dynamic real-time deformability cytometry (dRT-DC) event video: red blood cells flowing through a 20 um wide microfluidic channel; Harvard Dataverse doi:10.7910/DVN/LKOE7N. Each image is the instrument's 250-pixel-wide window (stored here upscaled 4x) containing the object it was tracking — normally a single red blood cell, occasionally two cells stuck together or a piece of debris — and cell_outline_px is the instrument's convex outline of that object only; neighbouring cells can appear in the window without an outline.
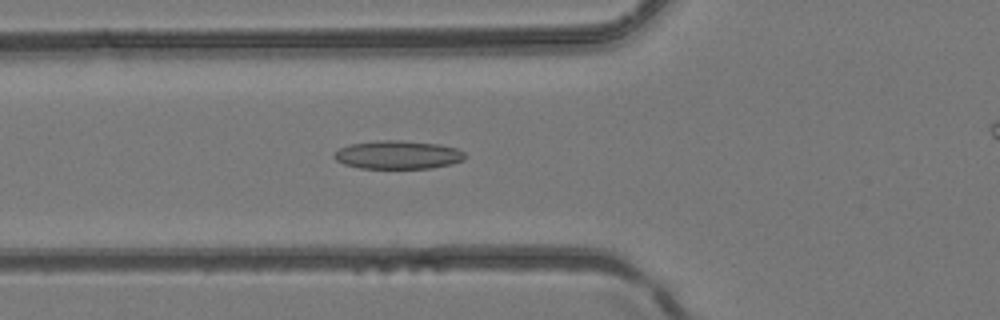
{"species": "common noctule bat (a hibernating species)", "species_latin": "Nyctalus noctula", "temperature_condition": "room temperature", "stored_images_in_passage": 27, "camera_frame_rate_fps": 3000, "um_per_image_px": 0.085, "animal": {"sex": "female", "body_mass_g": 24.6, "forearm_length_mm": 56.2}, "frame": {"image": 1, "passage_image": 5, "time_ms": 1.333, "image_size_px": [1000, 320], "cell_outline_px": [[468, 156], [464, 160], [452, 164], [432, 168], [360, 168], [344, 164], [336, 160], [332, 156], [332, 152], [348, 144], [376, 140], [400, 140], [440, 144], [456, 148], [464, 152]], "centroid_in_image_um": [33.81, 13.15], "position_along_channel_um": 92.0, "area_um2": 21.96}}
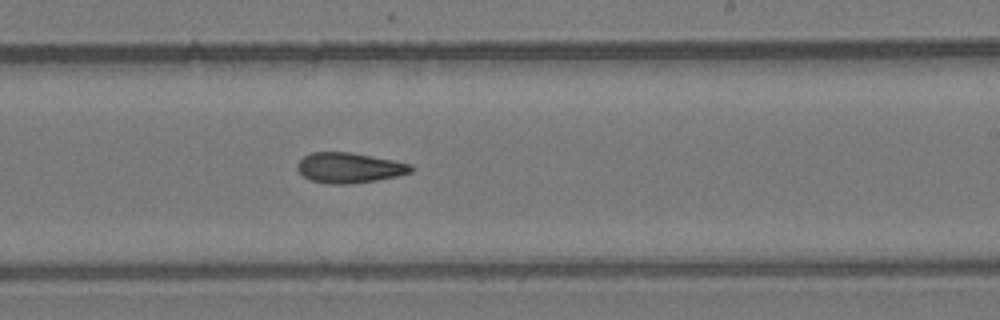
{"frame": {"image": 2, "passage_image": 15, "time_ms": 4.667, "image_size_px": [1000, 320], "cell_outline_px": [[412, 172], [400, 176], [352, 184], [328, 184], [312, 180], [304, 176], [296, 168], [296, 164], [304, 156], [312, 152], [352, 152], [412, 164]], "centroid_in_image_um": [29.7, 14.26], "position_along_channel_um": 259.3, "area_um2": 20.11}}
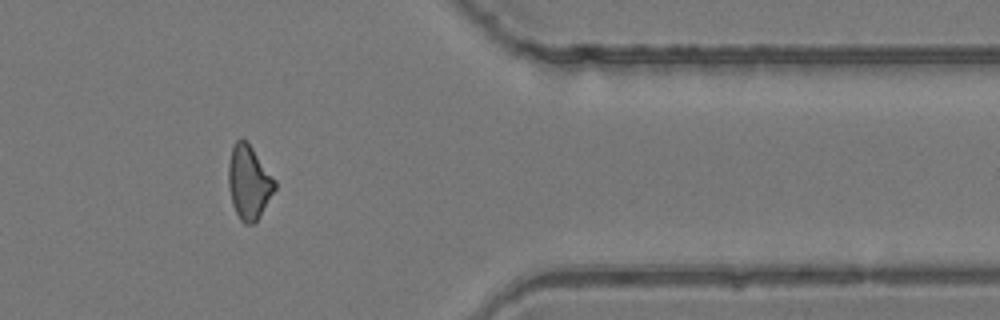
{"frame": {"image": 3, "passage_image": 24, "time_ms": 7.667, "image_size_px": [1000, 320], "cell_outline_px": [[276, 188], [256, 220], [252, 224], [244, 224], [240, 220], [232, 204], [228, 184], [228, 164], [232, 148], [236, 140], [248, 140], [276, 180]], "centroid_in_image_um": [21.15, 15.46], "position_along_channel_um": 390.3, "area_um2": 19.94}}